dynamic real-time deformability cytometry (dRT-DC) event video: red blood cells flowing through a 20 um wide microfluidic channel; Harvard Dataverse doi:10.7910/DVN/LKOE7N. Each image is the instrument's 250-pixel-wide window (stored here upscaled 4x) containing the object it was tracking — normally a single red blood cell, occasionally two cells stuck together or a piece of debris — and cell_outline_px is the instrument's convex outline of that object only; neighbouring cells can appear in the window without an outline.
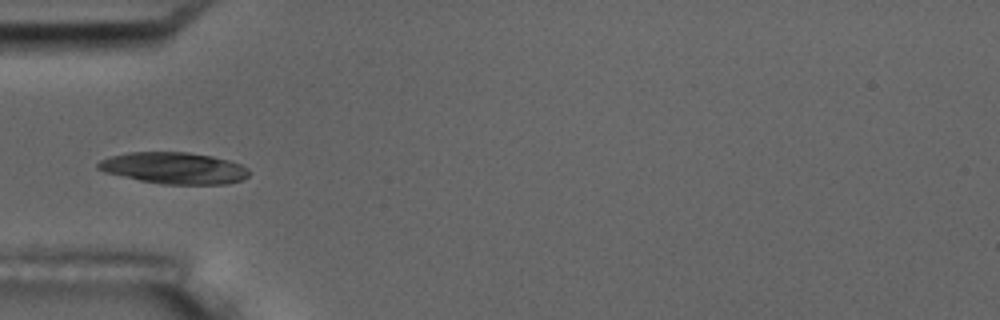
{"species": "common noctule bat (a hibernating species)", "species_latin": "Nyctalus noctula", "temperature_condition": "room temperature", "stored_images_in_passage": 10, "camera_frame_rate_fps": 3000, "um_per_image_px": 0.085, "animal": {"sex": "male", "body_mass_g": 17.5, "forearm_length_mm": 52.3}, "frame": {"image": 1, "passage_image": 5, "time_ms": 5.667, "image_size_px": [1000, 320], "cell_outline_px": [[248, 176], [240, 180], [228, 184], [164, 184], [140, 180], [104, 172], [96, 168], [96, 164], [100, 160], [112, 156], [128, 152], [188, 152], [212, 156], [228, 160], [240, 164], [248, 168]], "centroid_in_image_um": [14.78, 14.28], "position_along_channel_um": 70.2, "area_um2": 27.63}}
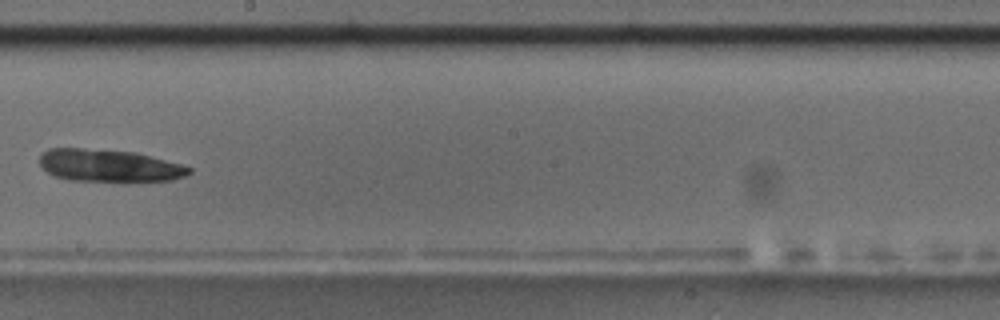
{"frame": {"image": 2, "passage_image": 9, "time_ms": 10.333, "image_size_px": [1000, 320], "cell_outline_px": [[192, 172], [184, 176], [172, 180], [124, 184], [68, 180], [52, 176], [40, 168], [40, 152], [48, 148], [84, 148], [136, 152], [180, 164], [192, 168]], "centroid_in_image_um": [9.24, 14.12], "position_along_channel_um": 239.0, "area_um2": 29.59}}